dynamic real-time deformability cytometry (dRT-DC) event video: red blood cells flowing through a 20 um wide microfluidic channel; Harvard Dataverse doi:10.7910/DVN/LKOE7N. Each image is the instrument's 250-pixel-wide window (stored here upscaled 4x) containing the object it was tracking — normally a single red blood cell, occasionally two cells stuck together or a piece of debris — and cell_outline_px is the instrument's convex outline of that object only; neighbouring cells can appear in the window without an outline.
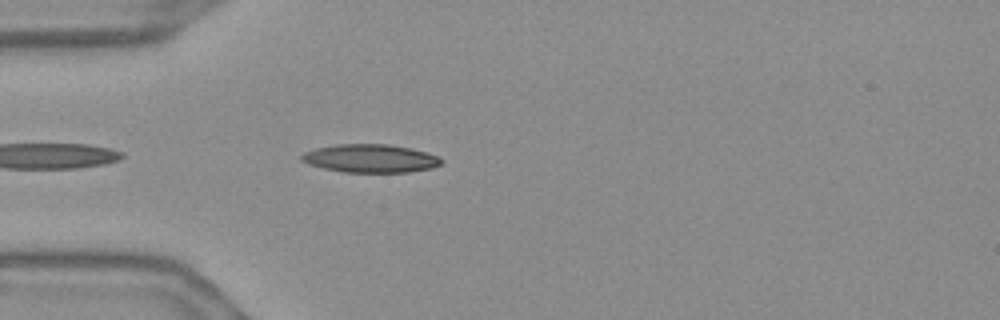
{"species": "Egyptian fruit bat (a non-hibernating species)", "species_latin": "Rousettus aegyptiacus", "temperature_condition": "warm", "stored_images_in_passage": 8, "camera_frame_rate_fps": 3000, "um_per_image_px": 0.085, "frame": {"image": 1, "passage_image": 3, "time_ms": 0.667, "image_size_px": [1000, 320], "cell_outline_px": [[444, 160], [440, 164], [432, 168], [408, 172], [344, 172], [324, 168], [308, 164], [300, 160], [300, 156], [304, 152], [316, 148], [336, 144], [388, 144], [412, 148], [428, 152]], "centroid_in_image_um": [31.48, 13.46], "position_along_channel_um": 53.5, "area_um2": 23.06}}
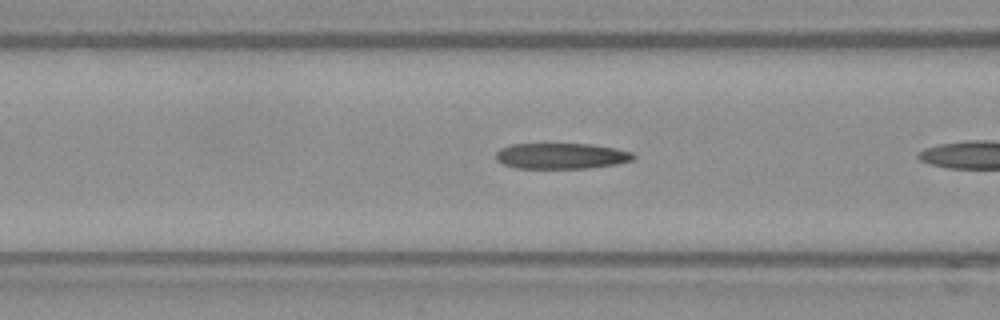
{"frame": {"image": 2, "passage_image": 6, "time_ms": 1.667, "image_size_px": [1000, 320], "cell_outline_px": [[636, 156], [632, 160], [616, 164], [588, 168], [516, 168], [504, 164], [496, 160], [496, 152], [500, 148], [512, 144], [592, 144], [616, 148], [632, 152]], "centroid_in_image_um": [47.71, 13.25], "position_along_channel_um": 118.9, "area_um2": 20.69}}